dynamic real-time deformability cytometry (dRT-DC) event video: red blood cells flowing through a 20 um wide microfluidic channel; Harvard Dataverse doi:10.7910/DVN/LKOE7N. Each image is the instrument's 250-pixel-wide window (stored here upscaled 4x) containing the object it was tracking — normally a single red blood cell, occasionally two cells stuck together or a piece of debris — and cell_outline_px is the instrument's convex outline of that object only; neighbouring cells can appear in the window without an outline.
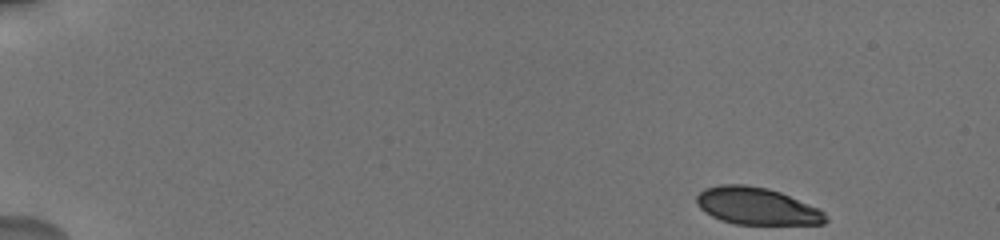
{"species": "human", "species_latin": "Homo sapiens", "temperature_condition": "cold", "stored_images_in_passage": 29, "camera_frame_rate_fps": 3000, "um_per_image_px": 0.085, "donor": {"sex": "male"}, "frame": {"image": 1, "passage_image": 1, "time_ms": 0.0, "image_size_px": [1000, 240], "cell_outline_px": [[828, 220], [824, 224], [736, 224], [720, 220], [712, 216], [700, 208], [696, 200], [696, 196], [704, 188], [720, 184], [744, 184], [768, 188], [780, 192], [820, 208], [828, 216]], "centroid_in_image_um": [64.35, 17.51], "position_along_channel_um": 20.7, "area_um2": 28.09}}
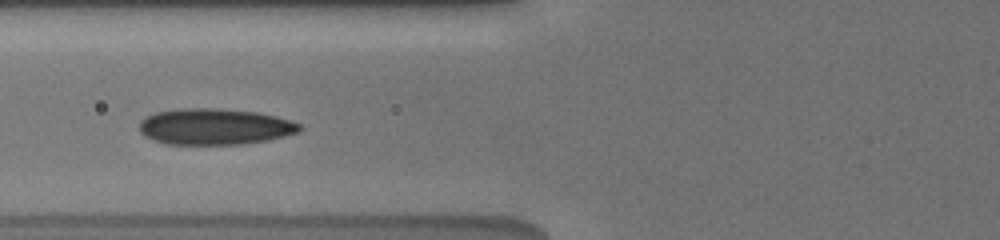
{"frame": {"image": 2, "passage_image": 19, "time_ms": 6.0, "image_size_px": [1000, 240], "cell_outline_px": [[304, 128], [300, 132], [268, 140], [244, 144], [164, 144], [144, 136], [140, 132], [140, 120], [156, 112], [180, 108], [216, 108], [256, 112], [276, 116], [300, 124]], "centroid_in_image_um": [18.26, 10.77], "position_along_channel_um": 107.5, "area_um2": 33.87}}
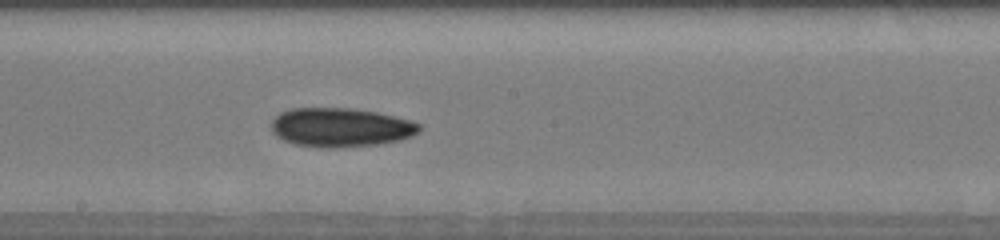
{"frame": {"image": 3, "passage_image": 28, "time_ms": 9.0, "image_size_px": [1000, 240], "cell_outline_px": [[420, 132], [412, 136], [400, 140], [376, 144], [340, 148], [320, 148], [296, 144], [284, 140], [276, 136], [272, 132], [272, 120], [280, 112], [292, 108], [348, 108], [376, 112], [408, 120], [420, 124]], "centroid_in_image_um": [28.93, 10.84], "position_along_channel_um": 219.3, "area_um2": 33.58}}